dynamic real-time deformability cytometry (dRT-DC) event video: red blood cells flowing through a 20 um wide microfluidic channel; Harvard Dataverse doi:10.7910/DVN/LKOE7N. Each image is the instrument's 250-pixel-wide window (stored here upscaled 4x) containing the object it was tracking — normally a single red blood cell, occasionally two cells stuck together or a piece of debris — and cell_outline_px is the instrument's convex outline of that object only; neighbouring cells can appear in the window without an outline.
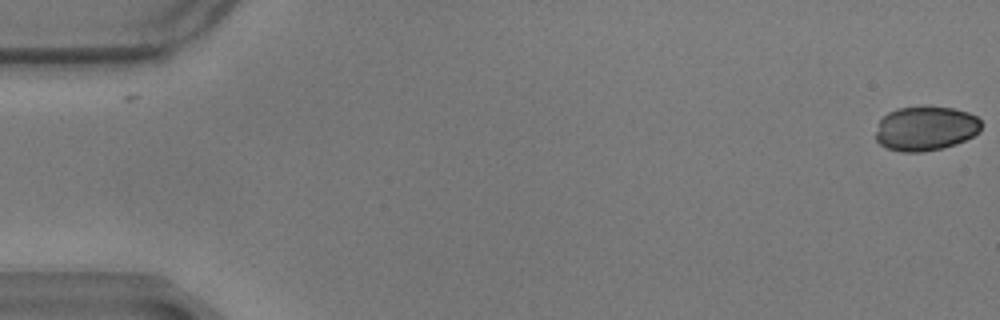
{"species": "common noctule bat (a hibernating species)", "species_latin": "Nyctalus noctula", "temperature_condition": "warm", "stored_images_in_passage": 16, "camera_frame_rate_fps": 3000, "um_per_image_px": 0.085, "animal": {"sex": "male", "body_mass_g": 17.9}, "frame": {"image": 1, "passage_image": 1, "time_ms": 0.0, "image_size_px": [1000, 320], "cell_outline_px": [[980, 132], [956, 144], [924, 152], [900, 152], [884, 148], [876, 140], [876, 132], [880, 120], [888, 112], [896, 108], [952, 108], [968, 112], [976, 116], [980, 120]], "centroid_in_image_um": [78.65, 10.95], "position_along_channel_um": 6.3, "area_um2": 27.05}}
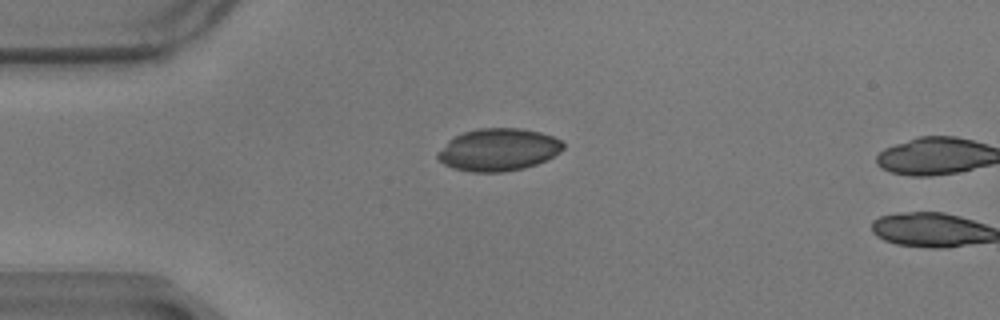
{"frame": {"image": 2, "passage_image": 15, "time_ms": 4.667, "image_size_px": [1000, 320], "cell_outline_px": [[564, 148], [560, 152], [536, 164], [524, 168], [504, 172], [472, 172], [452, 168], [444, 164], [436, 156], [436, 152], [448, 140], [464, 132], [480, 128], [520, 128], [540, 132], [552, 136], [560, 140], [564, 144]], "centroid_in_image_um": [42.34, 12.73], "position_along_channel_um": 42.7, "area_um2": 30.98}}